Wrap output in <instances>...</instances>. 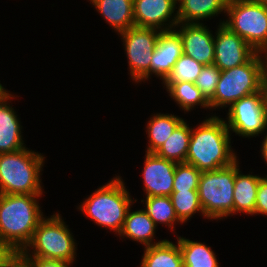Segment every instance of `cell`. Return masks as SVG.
Wrapping results in <instances>:
<instances>
[{
  "mask_svg": "<svg viewBox=\"0 0 267 267\" xmlns=\"http://www.w3.org/2000/svg\"><path fill=\"white\" fill-rule=\"evenodd\" d=\"M225 120L211 116L191 128V137L185 163L201 172L217 170L231 165L237 156L231 148V139Z\"/></svg>",
  "mask_w": 267,
  "mask_h": 267,
  "instance_id": "cell-1",
  "label": "cell"
},
{
  "mask_svg": "<svg viewBox=\"0 0 267 267\" xmlns=\"http://www.w3.org/2000/svg\"><path fill=\"white\" fill-rule=\"evenodd\" d=\"M42 195L0 194V240L13 251H23L44 218L38 198Z\"/></svg>",
  "mask_w": 267,
  "mask_h": 267,
  "instance_id": "cell-2",
  "label": "cell"
},
{
  "mask_svg": "<svg viewBox=\"0 0 267 267\" xmlns=\"http://www.w3.org/2000/svg\"><path fill=\"white\" fill-rule=\"evenodd\" d=\"M44 158L26 147L0 153V194L42 195L40 175Z\"/></svg>",
  "mask_w": 267,
  "mask_h": 267,
  "instance_id": "cell-3",
  "label": "cell"
},
{
  "mask_svg": "<svg viewBox=\"0 0 267 267\" xmlns=\"http://www.w3.org/2000/svg\"><path fill=\"white\" fill-rule=\"evenodd\" d=\"M134 201L137 200L131 199L122 178L116 176L96 189L78 209L100 227H107L119 234L127 211Z\"/></svg>",
  "mask_w": 267,
  "mask_h": 267,
  "instance_id": "cell-4",
  "label": "cell"
},
{
  "mask_svg": "<svg viewBox=\"0 0 267 267\" xmlns=\"http://www.w3.org/2000/svg\"><path fill=\"white\" fill-rule=\"evenodd\" d=\"M264 88V63L256 53L247 63L221 71L210 109L229 107L237 100Z\"/></svg>",
  "mask_w": 267,
  "mask_h": 267,
  "instance_id": "cell-5",
  "label": "cell"
},
{
  "mask_svg": "<svg viewBox=\"0 0 267 267\" xmlns=\"http://www.w3.org/2000/svg\"><path fill=\"white\" fill-rule=\"evenodd\" d=\"M237 160L231 165L201 172L198 196L204 217L219 220L233 215V192Z\"/></svg>",
  "mask_w": 267,
  "mask_h": 267,
  "instance_id": "cell-6",
  "label": "cell"
},
{
  "mask_svg": "<svg viewBox=\"0 0 267 267\" xmlns=\"http://www.w3.org/2000/svg\"><path fill=\"white\" fill-rule=\"evenodd\" d=\"M61 217L56 213L40 221L30 243L23 250L28 257L73 262L76 258V242ZM30 248H33L32 252Z\"/></svg>",
  "mask_w": 267,
  "mask_h": 267,
  "instance_id": "cell-7",
  "label": "cell"
},
{
  "mask_svg": "<svg viewBox=\"0 0 267 267\" xmlns=\"http://www.w3.org/2000/svg\"><path fill=\"white\" fill-rule=\"evenodd\" d=\"M226 15L220 24L243 38L256 53L267 49V6L253 0H228Z\"/></svg>",
  "mask_w": 267,
  "mask_h": 267,
  "instance_id": "cell-8",
  "label": "cell"
},
{
  "mask_svg": "<svg viewBox=\"0 0 267 267\" xmlns=\"http://www.w3.org/2000/svg\"><path fill=\"white\" fill-rule=\"evenodd\" d=\"M229 131L242 137H255L267 129V90L255 92L234 102L228 109Z\"/></svg>",
  "mask_w": 267,
  "mask_h": 267,
  "instance_id": "cell-9",
  "label": "cell"
},
{
  "mask_svg": "<svg viewBox=\"0 0 267 267\" xmlns=\"http://www.w3.org/2000/svg\"><path fill=\"white\" fill-rule=\"evenodd\" d=\"M160 32L153 28L132 26L117 33L122 36L133 81H147L150 77L151 60Z\"/></svg>",
  "mask_w": 267,
  "mask_h": 267,
  "instance_id": "cell-10",
  "label": "cell"
},
{
  "mask_svg": "<svg viewBox=\"0 0 267 267\" xmlns=\"http://www.w3.org/2000/svg\"><path fill=\"white\" fill-rule=\"evenodd\" d=\"M214 48V65L220 71L243 65L256 54L243 38L223 24L218 25L214 36Z\"/></svg>",
  "mask_w": 267,
  "mask_h": 267,
  "instance_id": "cell-11",
  "label": "cell"
},
{
  "mask_svg": "<svg viewBox=\"0 0 267 267\" xmlns=\"http://www.w3.org/2000/svg\"><path fill=\"white\" fill-rule=\"evenodd\" d=\"M177 4L175 0H133L135 26L160 31L175 29L179 23L178 15L173 14Z\"/></svg>",
  "mask_w": 267,
  "mask_h": 267,
  "instance_id": "cell-12",
  "label": "cell"
},
{
  "mask_svg": "<svg viewBox=\"0 0 267 267\" xmlns=\"http://www.w3.org/2000/svg\"><path fill=\"white\" fill-rule=\"evenodd\" d=\"M183 53L205 65L214 64V35L203 23H178Z\"/></svg>",
  "mask_w": 267,
  "mask_h": 267,
  "instance_id": "cell-13",
  "label": "cell"
},
{
  "mask_svg": "<svg viewBox=\"0 0 267 267\" xmlns=\"http://www.w3.org/2000/svg\"><path fill=\"white\" fill-rule=\"evenodd\" d=\"M143 169L144 191L146 197L170 196L173 192L176 162L157 156L145 154Z\"/></svg>",
  "mask_w": 267,
  "mask_h": 267,
  "instance_id": "cell-14",
  "label": "cell"
},
{
  "mask_svg": "<svg viewBox=\"0 0 267 267\" xmlns=\"http://www.w3.org/2000/svg\"><path fill=\"white\" fill-rule=\"evenodd\" d=\"M182 54V40L176 28L161 31L151 60V74L164 81Z\"/></svg>",
  "mask_w": 267,
  "mask_h": 267,
  "instance_id": "cell-15",
  "label": "cell"
},
{
  "mask_svg": "<svg viewBox=\"0 0 267 267\" xmlns=\"http://www.w3.org/2000/svg\"><path fill=\"white\" fill-rule=\"evenodd\" d=\"M12 95L9 93L0 101V153H12L25 148L21 134L22 126L8 101L15 97Z\"/></svg>",
  "mask_w": 267,
  "mask_h": 267,
  "instance_id": "cell-16",
  "label": "cell"
},
{
  "mask_svg": "<svg viewBox=\"0 0 267 267\" xmlns=\"http://www.w3.org/2000/svg\"><path fill=\"white\" fill-rule=\"evenodd\" d=\"M107 24L120 33L135 26L133 0H89Z\"/></svg>",
  "mask_w": 267,
  "mask_h": 267,
  "instance_id": "cell-17",
  "label": "cell"
},
{
  "mask_svg": "<svg viewBox=\"0 0 267 267\" xmlns=\"http://www.w3.org/2000/svg\"><path fill=\"white\" fill-rule=\"evenodd\" d=\"M156 227V224L144 209L131 212V207H129L123 228L118 235L130 238L133 241L140 242L144 247H148L165 241L152 242L154 241Z\"/></svg>",
  "mask_w": 267,
  "mask_h": 267,
  "instance_id": "cell-18",
  "label": "cell"
},
{
  "mask_svg": "<svg viewBox=\"0 0 267 267\" xmlns=\"http://www.w3.org/2000/svg\"><path fill=\"white\" fill-rule=\"evenodd\" d=\"M237 159V173L235 175L233 192V214H255L258 185L263 177L252 174H241Z\"/></svg>",
  "mask_w": 267,
  "mask_h": 267,
  "instance_id": "cell-19",
  "label": "cell"
},
{
  "mask_svg": "<svg viewBox=\"0 0 267 267\" xmlns=\"http://www.w3.org/2000/svg\"><path fill=\"white\" fill-rule=\"evenodd\" d=\"M179 23H200V20L211 18L226 12L228 0H179Z\"/></svg>",
  "mask_w": 267,
  "mask_h": 267,
  "instance_id": "cell-20",
  "label": "cell"
},
{
  "mask_svg": "<svg viewBox=\"0 0 267 267\" xmlns=\"http://www.w3.org/2000/svg\"><path fill=\"white\" fill-rule=\"evenodd\" d=\"M140 267H183L179 244L166 240L144 248Z\"/></svg>",
  "mask_w": 267,
  "mask_h": 267,
  "instance_id": "cell-21",
  "label": "cell"
},
{
  "mask_svg": "<svg viewBox=\"0 0 267 267\" xmlns=\"http://www.w3.org/2000/svg\"><path fill=\"white\" fill-rule=\"evenodd\" d=\"M190 137L191 127L183 120L155 154L176 163H185Z\"/></svg>",
  "mask_w": 267,
  "mask_h": 267,
  "instance_id": "cell-22",
  "label": "cell"
},
{
  "mask_svg": "<svg viewBox=\"0 0 267 267\" xmlns=\"http://www.w3.org/2000/svg\"><path fill=\"white\" fill-rule=\"evenodd\" d=\"M184 119L176 115L157 113L150 118L147 124L148 147L145 152L155 153L170 137L174 129Z\"/></svg>",
  "mask_w": 267,
  "mask_h": 267,
  "instance_id": "cell-23",
  "label": "cell"
},
{
  "mask_svg": "<svg viewBox=\"0 0 267 267\" xmlns=\"http://www.w3.org/2000/svg\"><path fill=\"white\" fill-rule=\"evenodd\" d=\"M183 267H219L215 253L205 243L195 242L183 237L177 239Z\"/></svg>",
  "mask_w": 267,
  "mask_h": 267,
  "instance_id": "cell-24",
  "label": "cell"
},
{
  "mask_svg": "<svg viewBox=\"0 0 267 267\" xmlns=\"http://www.w3.org/2000/svg\"><path fill=\"white\" fill-rule=\"evenodd\" d=\"M169 96L175 100L176 104L184 111H190L196 105L210 109L209 102L202 95L200 89L192 82H177L174 84H164Z\"/></svg>",
  "mask_w": 267,
  "mask_h": 267,
  "instance_id": "cell-25",
  "label": "cell"
},
{
  "mask_svg": "<svg viewBox=\"0 0 267 267\" xmlns=\"http://www.w3.org/2000/svg\"><path fill=\"white\" fill-rule=\"evenodd\" d=\"M141 202H145L144 210L156 226L161 223L173 231L176 222L182 223L176 216L170 196L146 197Z\"/></svg>",
  "mask_w": 267,
  "mask_h": 267,
  "instance_id": "cell-26",
  "label": "cell"
},
{
  "mask_svg": "<svg viewBox=\"0 0 267 267\" xmlns=\"http://www.w3.org/2000/svg\"><path fill=\"white\" fill-rule=\"evenodd\" d=\"M170 197L176 216L182 223L189 220L196 212H200L204 216L198 191H173Z\"/></svg>",
  "mask_w": 267,
  "mask_h": 267,
  "instance_id": "cell-27",
  "label": "cell"
},
{
  "mask_svg": "<svg viewBox=\"0 0 267 267\" xmlns=\"http://www.w3.org/2000/svg\"><path fill=\"white\" fill-rule=\"evenodd\" d=\"M203 64L195 61L192 57L184 53L177 60L172 68L171 73L163 81L164 84H174L177 82H192L195 83L200 75Z\"/></svg>",
  "mask_w": 267,
  "mask_h": 267,
  "instance_id": "cell-28",
  "label": "cell"
},
{
  "mask_svg": "<svg viewBox=\"0 0 267 267\" xmlns=\"http://www.w3.org/2000/svg\"><path fill=\"white\" fill-rule=\"evenodd\" d=\"M201 171L187 163H177L174 172L173 191H198Z\"/></svg>",
  "mask_w": 267,
  "mask_h": 267,
  "instance_id": "cell-29",
  "label": "cell"
},
{
  "mask_svg": "<svg viewBox=\"0 0 267 267\" xmlns=\"http://www.w3.org/2000/svg\"><path fill=\"white\" fill-rule=\"evenodd\" d=\"M220 74L221 71L214 64L205 65L195 81V85L208 102L214 97Z\"/></svg>",
  "mask_w": 267,
  "mask_h": 267,
  "instance_id": "cell-30",
  "label": "cell"
},
{
  "mask_svg": "<svg viewBox=\"0 0 267 267\" xmlns=\"http://www.w3.org/2000/svg\"><path fill=\"white\" fill-rule=\"evenodd\" d=\"M267 216V176L260 180L255 204V215Z\"/></svg>",
  "mask_w": 267,
  "mask_h": 267,
  "instance_id": "cell-31",
  "label": "cell"
},
{
  "mask_svg": "<svg viewBox=\"0 0 267 267\" xmlns=\"http://www.w3.org/2000/svg\"><path fill=\"white\" fill-rule=\"evenodd\" d=\"M3 267H33L32 257L23 251H14L6 260Z\"/></svg>",
  "mask_w": 267,
  "mask_h": 267,
  "instance_id": "cell-32",
  "label": "cell"
},
{
  "mask_svg": "<svg viewBox=\"0 0 267 267\" xmlns=\"http://www.w3.org/2000/svg\"><path fill=\"white\" fill-rule=\"evenodd\" d=\"M74 262L32 257L33 267H70Z\"/></svg>",
  "mask_w": 267,
  "mask_h": 267,
  "instance_id": "cell-33",
  "label": "cell"
},
{
  "mask_svg": "<svg viewBox=\"0 0 267 267\" xmlns=\"http://www.w3.org/2000/svg\"><path fill=\"white\" fill-rule=\"evenodd\" d=\"M14 251L2 240H0V267H3L5 260L13 253Z\"/></svg>",
  "mask_w": 267,
  "mask_h": 267,
  "instance_id": "cell-34",
  "label": "cell"
},
{
  "mask_svg": "<svg viewBox=\"0 0 267 267\" xmlns=\"http://www.w3.org/2000/svg\"><path fill=\"white\" fill-rule=\"evenodd\" d=\"M263 53H264V56L262 55V58H263V63H264V87L267 90V49L263 51L261 54Z\"/></svg>",
  "mask_w": 267,
  "mask_h": 267,
  "instance_id": "cell-35",
  "label": "cell"
},
{
  "mask_svg": "<svg viewBox=\"0 0 267 267\" xmlns=\"http://www.w3.org/2000/svg\"><path fill=\"white\" fill-rule=\"evenodd\" d=\"M261 154H262V157L264 158V161L266 162L267 164V134L266 136L264 137L263 141H262V146H261Z\"/></svg>",
  "mask_w": 267,
  "mask_h": 267,
  "instance_id": "cell-36",
  "label": "cell"
},
{
  "mask_svg": "<svg viewBox=\"0 0 267 267\" xmlns=\"http://www.w3.org/2000/svg\"><path fill=\"white\" fill-rule=\"evenodd\" d=\"M9 94L8 91L0 84V101Z\"/></svg>",
  "mask_w": 267,
  "mask_h": 267,
  "instance_id": "cell-37",
  "label": "cell"
},
{
  "mask_svg": "<svg viewBox=\"0 0 267 267\" xmlns=\"http://www.w3.org/2000/svg\"><path fill=\"white\" fill-rule=\"evenodd\" d=\"M253 1L261 3L264 6H267V0H253Z\"/></svg>",
  "mask_w": 267,
  "mask_h": 267,
  "instance_id": "cell-38",
  "label": "cell"
}]
</instances>
